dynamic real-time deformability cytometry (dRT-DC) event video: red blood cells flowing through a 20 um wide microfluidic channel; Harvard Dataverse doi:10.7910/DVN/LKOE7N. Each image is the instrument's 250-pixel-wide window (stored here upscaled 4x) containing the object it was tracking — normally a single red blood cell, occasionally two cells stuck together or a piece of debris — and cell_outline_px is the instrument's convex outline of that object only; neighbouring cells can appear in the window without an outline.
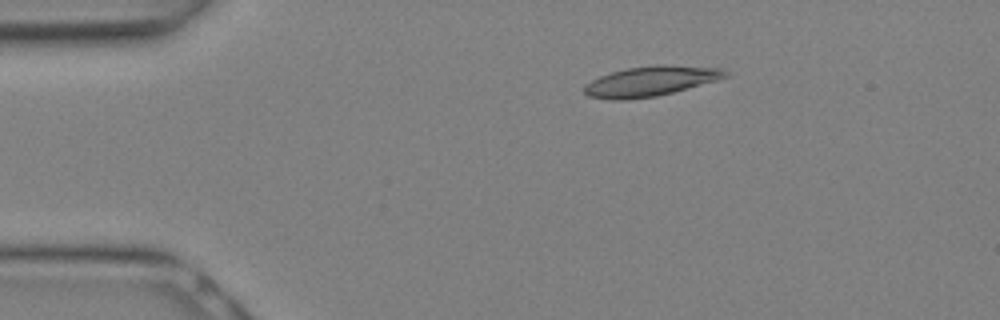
{"species": "Egyptian fruit bat (a non-hibernating species)", "species_latin": "Rousettus aegyptiacus", "temperature_condition": "warm", "stored_images_in_passage": 6, "camera_frame_rate_fps": 3000, "um_per_image_px": 0.085, "animal": {"sex": "female"}, "frame": {"image": 1, "passage_image": 1, "time_ms": 0.0, "image_size_px": [1000, 320], "cell_outline_px": [[720, 72], [716, 76], [708, 80], [684, 88], [652, 96], [592, 96], [584, 92], [584, 88], [596, 80], [604, 76], [616, 72], [632, 68], [696, 68]], "centroid_in_image_um": [55.05, 6.93], "position_along_channel_um": 30.0, "area_um2": 19.65}}
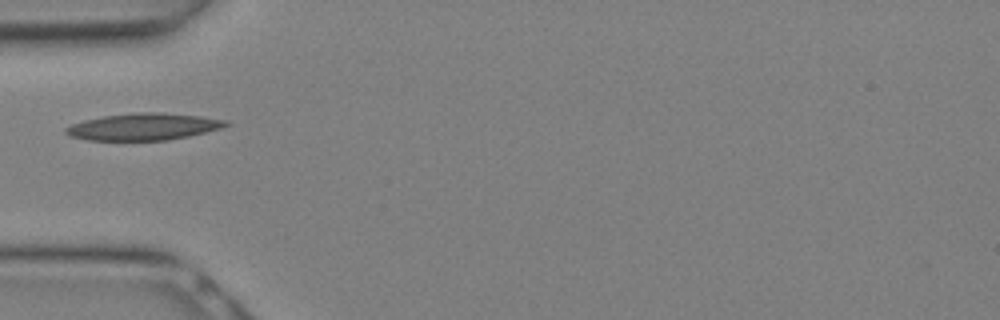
{"frame": {"image": 2, "passage_image": 5, "time_ms": 1.333, "image_size_px": [1000, 320], "cell_outline_px": [[224, 124], [200, 132], [160, 140], [96, 140], [76, 136], [68, 132], [68, 128], [76, 124], [92, 120], [112, 116], [188, 116], [212, 120]], "centroid_in_image_um": [12.0, 10.85], "position_along_channel_um": 73.0, "area_um2": 20.75}}